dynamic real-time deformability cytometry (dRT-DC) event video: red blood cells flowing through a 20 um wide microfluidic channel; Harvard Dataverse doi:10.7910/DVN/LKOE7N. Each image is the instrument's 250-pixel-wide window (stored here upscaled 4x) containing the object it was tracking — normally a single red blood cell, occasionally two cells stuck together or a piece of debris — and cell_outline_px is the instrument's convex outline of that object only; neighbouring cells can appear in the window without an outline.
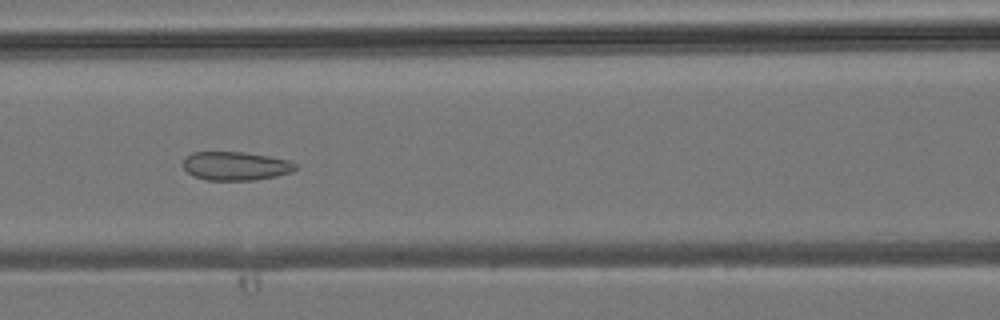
{"species": "common noctule bat (a hibernating species)", "species_latin": "Nyctalus noctula", "temperature_condition": "room temperature", "stored_images_in_passage": 32, "camera_frame_rate_fps": 3000, "um_per_image_px": 0.085, "animal": {"sex": "male", "body_mass_g": 19.2, "forearm_length_mm": 51.8}, "frame": {"image": 1, "passage_image": 8, "time_ms": 2.333, "image_size_px": [1000, 320], "cell_outline_px": [[296, 168], [292, 172], [276, 176], [256, 180], [208, 180], [192, 176], [184, 168], [184, 160], [192, 152], [244, 152], [268, 156], [288, 160], [296, 164]], "centroid_in_image_um": [20.04, 14.11], "position_along_channel_um": 146.6, "area_um2": 18.67}}
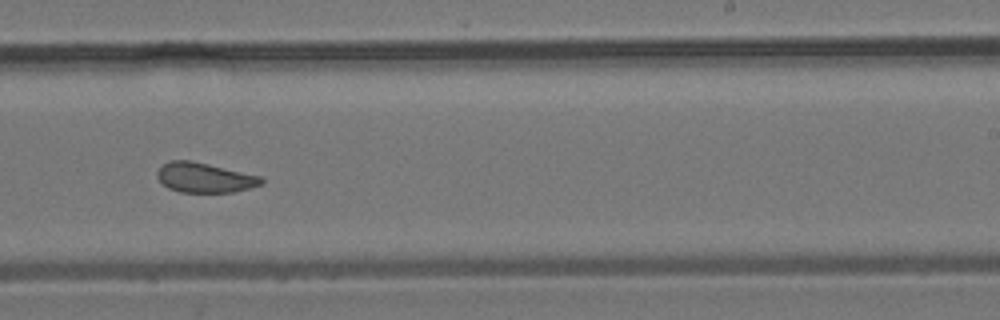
{"frame": {"image": 2, "passage_image": 16, "time_ms": 5.0, "image_size_px": [1000, 320], "cell_outline_px": [[264, 180], [260, 184], [248, 188], [232, 192], [180, 192], [168, 188], [156, 176], [156, 172], [164, 164], [172, 160], [192, 160], [264, 176]], "centroid_in_image_um": [17.41, 15.08], "position_along_channel_um": 271.6, "area_um2": 18.15}}
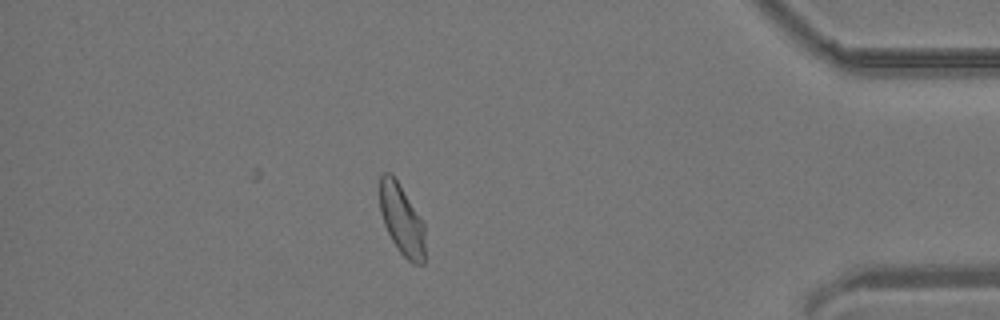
{"frame": {"image": 3, "passage_image": 27, "time_ms": 8.667, "image_size_px": [1000, 320], "cell_outline_px": [[424, 264], [412, 264], [400, 252], [392, 240], [384, 224], [380, 212], [380, 176], [384, 172], [388, 172], [396, 180], [424, 224]], "centroid_in_image_um": [34.14, 18.71], "position_along_channel_um": 401.1, "area_um2": 18.15}}